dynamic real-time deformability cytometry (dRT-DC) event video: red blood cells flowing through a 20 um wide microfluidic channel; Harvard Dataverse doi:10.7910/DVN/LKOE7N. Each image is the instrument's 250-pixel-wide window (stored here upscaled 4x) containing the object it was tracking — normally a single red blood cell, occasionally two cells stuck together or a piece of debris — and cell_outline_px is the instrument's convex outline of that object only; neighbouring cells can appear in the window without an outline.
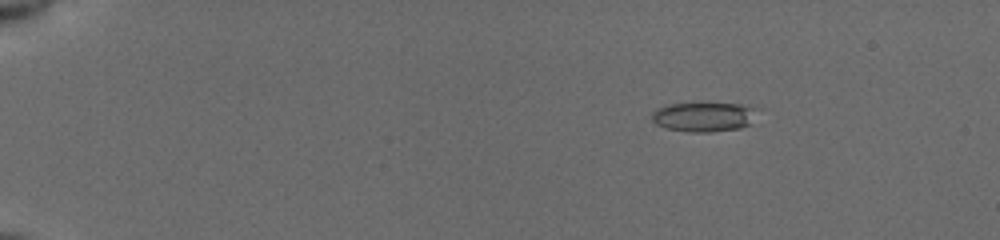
{"species": "common noctule bat (a hibernating species)", "species_latin": "Nyctalus noctula", "temperature_condition": "cold", "stored_images_in_passage": 55, "camera_frame_rate_fps": 3000, "um_per_image_px": 0.085, "animal": {"sex": "female", "body_mass_g": 19.5, "forearm_length_mm": 54.1}, "frame": {"image": 1, "passage_image": 10, "time_ms": 3.0, "image_size_px": [1000, 240], "cell_outline_px": [[752, 124], [740, 128], [712, 132], [692, 132], [664, 128], [656, 124], [652, 120], [652, 112], [656, 108], [668, 104], [748, 104], [752, 108]], "centroid_in_image_um": [59.76, 9.95], "position_along_channel_um": 25.2, "area_um2": 17.86}}
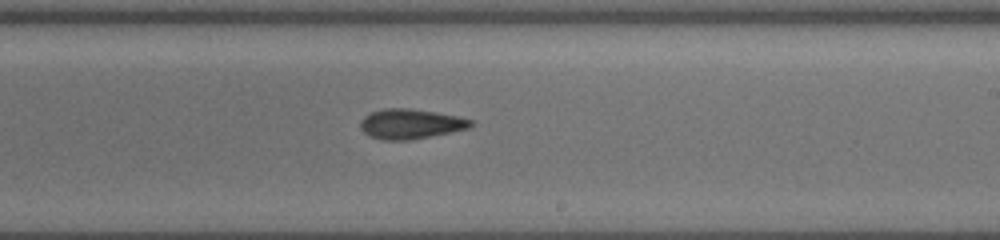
{"frame": {"image": 2, "passage_image": 36, "time_ms": 11.667, "image_size_px": [1000, 240], "cell_outline_px": [[476, 124], [468, 128], [408, 140], [384, 140], [372, 136], [364, 132], [360, 128], [360, 120], [364, 116], [372, 112], [384, 108], [408, 108], [436, 112], [476, 120]], "centroid_in_image_um": [34.91, 10.52], "position_along_channel_um": 254.1, "area_um2": 19.07}}
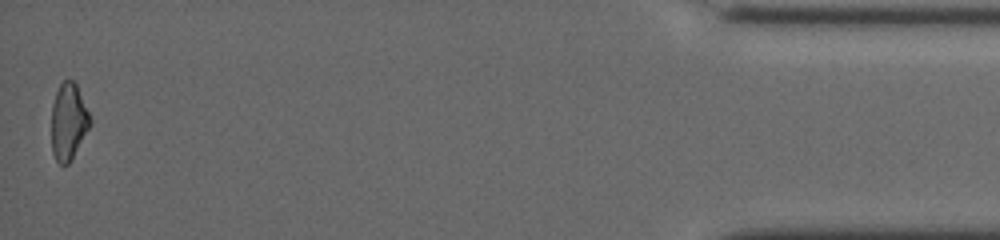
{"frame": {"image": 3, "passage_image": 55, "time_ms": 18.0, "image_size_px": [1000, 240], "cell_outline_px": [[92, 124], [72, 160], [68, 164], [60, 164], [56, 160], [52, 152], [52, 104], [56, 92], [60, 84], [64, 80], [72, 80], [76, 84], [92, 120]], "centroid_in_image_um": [5.84, 10.36], "position_along_channel_um": 429.4, "area_um2": 17.34}, "authors_computed_cell_mechanics": {"area_um2": 18.7272, "velocity_mm_per_s": 3.9456, "shape_relaxation_time_tau1_ms": 6.7859, "shape_relaxation_time_tau2_ms": 9.6779, "deformation_change_tau1": 0.147, "deformation_change_tau2": 0.2243}}